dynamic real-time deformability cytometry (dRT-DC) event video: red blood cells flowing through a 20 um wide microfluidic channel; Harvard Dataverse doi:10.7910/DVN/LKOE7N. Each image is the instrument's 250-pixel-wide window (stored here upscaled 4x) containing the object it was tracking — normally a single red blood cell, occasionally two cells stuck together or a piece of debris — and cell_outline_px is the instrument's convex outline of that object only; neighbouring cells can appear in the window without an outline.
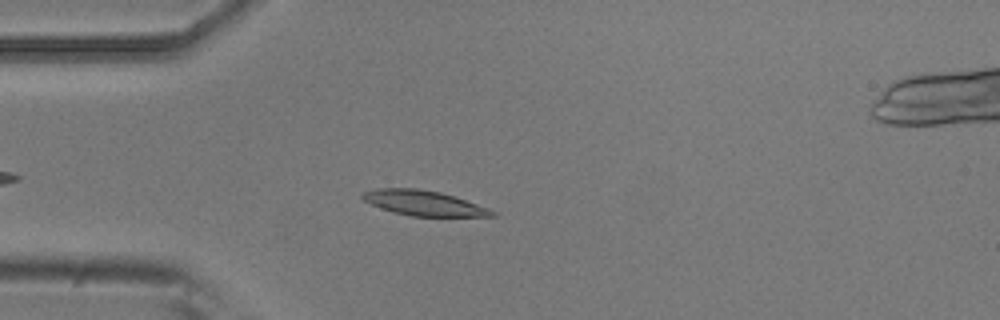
{"species": "common noctule bat (a hibernating species)", "species_latin": "Nyctalus noctula", "temperature_condition": "room temperature", "stored_images_in_passage": 5, "camera_frame_rate_fps": 3000, "um_per_image_px": 0.085, "animal": {"sex": "male", "body_mass_g": 20.5, "forearm_length_mm": 52.5}, "frame": {"image": 1, "passage_image": 4, "time_ms": 1.0, "image_size_px": [1000, 320], "cell_outline_px": [[500, 216], [412, 216], [392, 212], [380, 208], [364, 200], [360, 196], [364, 192], [376, 188], [416, 188], [440, 192], [488, 208], [496, 212]], "centroid_in_image_um": [35.99, 17.26], "position_along_channel_um": 49.0, "area_um2": 18.73}}